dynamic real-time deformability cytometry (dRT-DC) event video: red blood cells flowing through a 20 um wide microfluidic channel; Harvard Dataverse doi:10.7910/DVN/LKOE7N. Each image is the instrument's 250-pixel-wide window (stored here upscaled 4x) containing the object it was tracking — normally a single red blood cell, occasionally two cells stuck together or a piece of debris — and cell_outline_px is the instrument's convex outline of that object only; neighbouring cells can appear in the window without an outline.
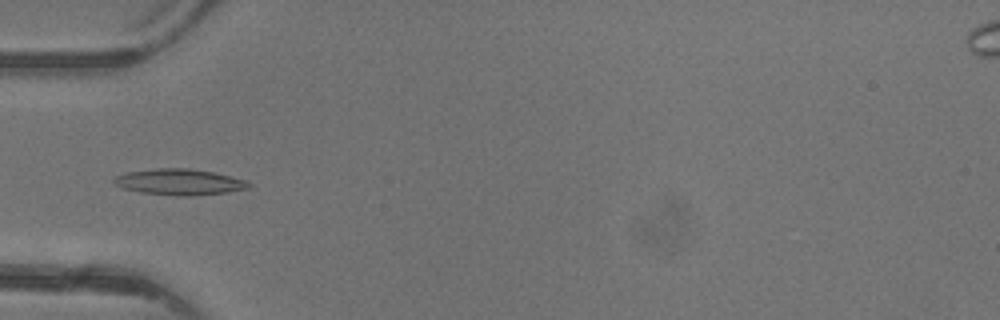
{"species": "common noctule bat (a hibernating species)", "species_latin": "Nyctalus noctula", "temperature_condition": "warm", "stored_images_in_passage": 4, "camera_frame_rate_fps": 3000, "um_per_image_px": 0.085, "animal": {"sex": "female"}, "frame": {"image": 1, "passage_image": 4, "time_ms": 4.333, "image_size_px": [1000, 320], "cell_outline_px": [[252, 184], [248, 188], [228, 192], [192, 196], [176, 196], [140, 192], [120, 188], [112, 184], [112, 180], [116, 176], [124, 172], [156, 168], [188, 168], [216, 172], [248, 180]], "centroid_in_image_um": [15.23, 15.46], "position_along_channel_um": 69.8, "area_um2": 20.92}}